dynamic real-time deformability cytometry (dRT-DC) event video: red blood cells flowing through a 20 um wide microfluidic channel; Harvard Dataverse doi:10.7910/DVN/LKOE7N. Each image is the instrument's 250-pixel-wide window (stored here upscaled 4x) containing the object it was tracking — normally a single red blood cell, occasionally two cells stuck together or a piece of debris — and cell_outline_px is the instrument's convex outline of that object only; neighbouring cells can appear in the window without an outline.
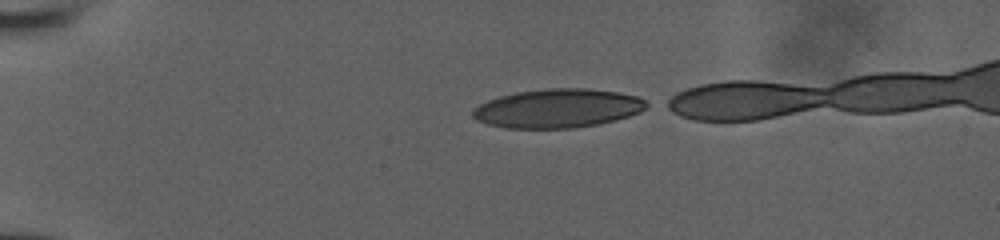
{"species": "human", "species_latin": "Homo sapiens", "temperature_condition": "room temperature", "stored_images_in_passage": 36, "camera_frame_rate_fps": 3000, "um_per_image_px": 0.085, "donor": {"sex": "male"}, "frame": {"image": 1, "passage_image": 1, "time_ms": 0.0, "image_size_px": [1000, 240], "cell_outline_px": [[652, 104], [648, 108], [640, 112], [616, 120], [596, 124], [572, 128], [504, 128], [488, 124], [476, 120], [472, 116], [472, 112], [480, 104], [488, 100], [500, 96], [516, 92], [544, 88], [588, 88], [616, 92], [636, 96]], "centroid_in_image_um": [47.42, 9.2], "position_along_channel_um": 37.6, "area_um2": 39.42}}
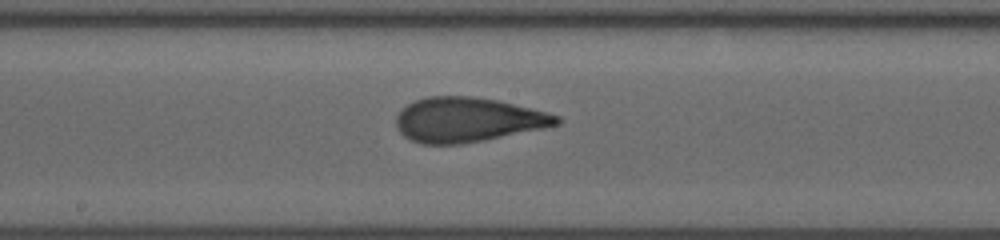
{"frame": {"image": 2, "passage_image": 18, "time_ms": 5.667, "image_size_px": [1000, 240], "cell_outline_px": [[560, 124], [544, 128], [484, 140], [460, 144], [424, 144], [412, 140], [404, 136], [400, 132], [396, 124], [396, 116], [408, 104], [416, 100], [428, 96], [472, 96], [496, 100], [560, 116]], "centroid_in_image_um": [39.73, 10.18], "position_along_channel_um": 208.5, "area_um2": 41.21}}
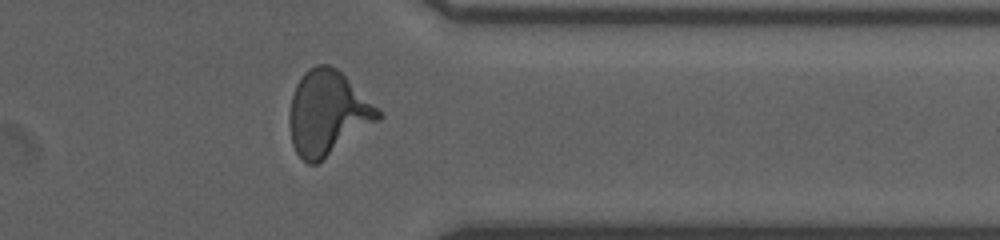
{"frame": {"image": 3, "passage_image": 31, "time_ms": 10.0, "image_size_px": [1000, 240], "cell_outline_px": [[384, 116], [380, 120], [316, 164], [308, 164], [296, 152], [292, 144], [288, 124], [288, 112], [292, 96], [296, 84], [300, 76], [308, 68], [316, 64], [328, 64], [336, 68]], "centroid_in_image_um": [27.79, 9.61], "position_along_channel_um": 383.6, "area_um2": 43.23}}